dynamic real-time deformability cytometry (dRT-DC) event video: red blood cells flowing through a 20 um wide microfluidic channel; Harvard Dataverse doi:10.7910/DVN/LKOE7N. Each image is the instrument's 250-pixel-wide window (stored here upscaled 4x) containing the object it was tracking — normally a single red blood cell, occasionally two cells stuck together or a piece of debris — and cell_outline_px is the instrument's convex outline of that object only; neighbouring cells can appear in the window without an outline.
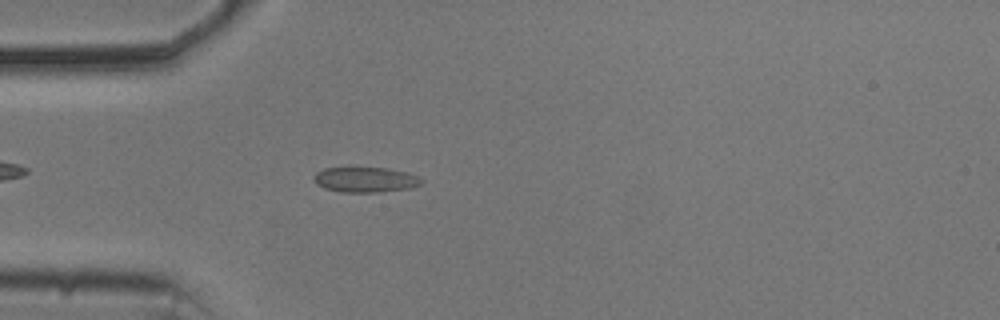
{"species": "common noctule bat (a hibernating species)", "species_latin": "Nyctalus noctula", "temperature_condition": "cold", "stored_images_in_passage": 46, "camera_frame_rate_fps": 3000, "um_per_image_px": 0.085, "animal": {"sex": "male", "body_mass_g": 20.5, "forearm_length_mm": 52.5}, "frame": {"image": 1, "passage_image": 7, "time_ms": 2.0, "image_size_px": [1000, 320], "cell_outline_px": [[424, 184], [408, 188], [380, 192], [340, 192], [324, 188], [316, 184], [312, 180], [312, 176], [316, 172], [324, 168], [352, 164], [388, 168], [404, 172], [416, 176], [424, 180]], "centroid_in_image_um": [30.97, 15.22], "position_along_channel_um": 54.0, "area_um2": 16.76}}
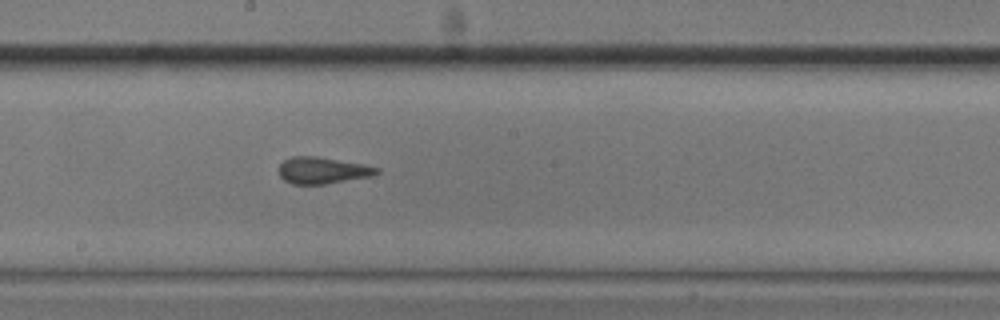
{"frame": {"image": 2, "passage_image": 21, "time_ms": 6.667, "image_size_px": [1000, 320], "cell_outline_px": [[380, 172], [372, 176], [324, 184], [292, 184], [284, 180], [280, 176], [280, 164], [284, 160], [292, 156], [316, 156], [364, 164], [380, 168]], "centroid_in_image_um": [27.43, 14.48], "position_along_channel_um": 220.8, "area_um2": 15.14}}
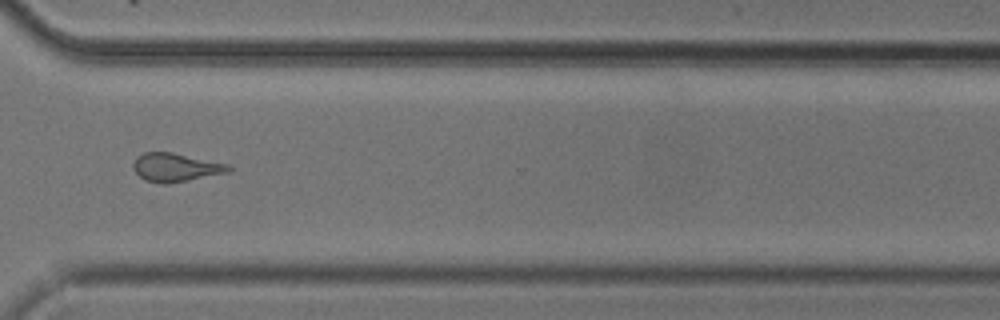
{"frame": {"image": 3, "passage_image": 32, "time_ms": 10.333, "image_size_px": [1000, 320], "cell_outline_px": [[232, 168], [228, 172], [164, 184], [144, 180], [132, 168], [132, 164], [136, 156], [144, 152], [172, 152], [228, 164]], "centroid_in_image_um": [14.87, 14.21], "position_along_channel_um": 355.7, "area_um2": 15.61}, "authors_computed_cell_mechanics": {"area_um2": 15.6349, "velocity_mm_per_s": 3.6944, "shape_relaxation_time_tau1_ms": null, "shape_relaxation_time_tau2_ms": 1.4632, "deformation_change_tau1": null, "deformation_change_tau2": 0.0597}}